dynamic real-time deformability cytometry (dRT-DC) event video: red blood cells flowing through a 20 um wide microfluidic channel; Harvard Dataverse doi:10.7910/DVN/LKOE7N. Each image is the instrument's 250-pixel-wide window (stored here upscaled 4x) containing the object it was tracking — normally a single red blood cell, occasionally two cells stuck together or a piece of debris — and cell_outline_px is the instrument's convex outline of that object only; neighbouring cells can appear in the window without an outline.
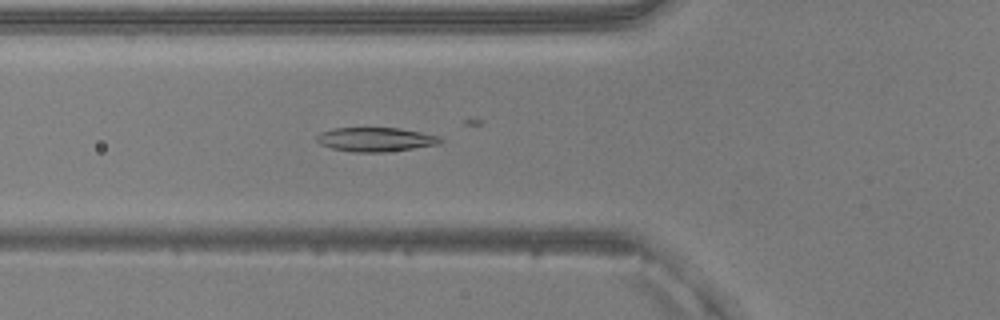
{"species": "common noctule bat (a hibernating species)", "species_latin": "Nyctalus noctula", "temperature_condition": "warm", "stored_images_in_passage": 37, "camera_frame_rate_fps": 3000, "um_per_image_px": 0.085, "animal": {"sex": "male", "body_mass_g": 20.5, "forearm_length_mm": 52.5}, "frame": {"image": 1, "passage_image": 14, "time_ms": 4.333, "image_size_px": [1000, 320], "cell_outline_px": [[444, 140], [440, 144], [388, 152], [352, 152], [332, 148], [320, 144], [316, 140], [316, 136], [320, 132], [332, 128], [400, 128], [440, 136]], "centroid_in_image_um": [31.94, 11.85], "position_along_channel_um": 93.9, "area_um2": 17.51}}
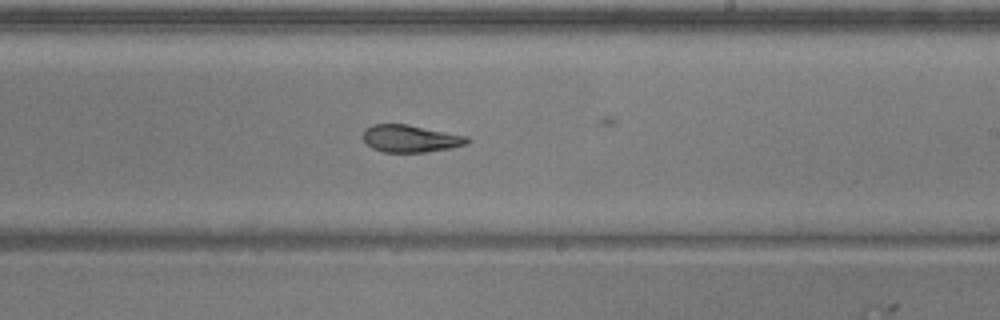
{"frame": {"image": 2, "passage_image": 26, "time_ms": 8.333, "image_size_px": [1000, 320], "cell_outline_px": [[472, 140], [468, 144], [452, 148], [424, 152], [384, 152], [372, 148], [364, 140], [364, 128], [372, 124], [408, 124], [468, 136]], "centroid_in_image_um": [34.93, 11.77], "position_along_channel_um": 254.1, "area_um2": 16.7}}
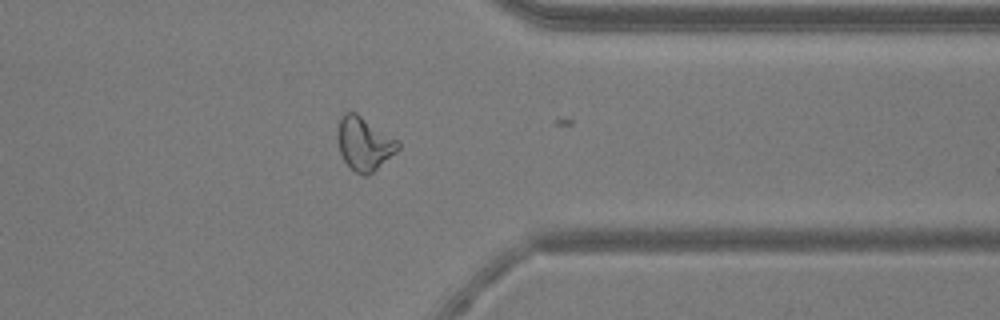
{"frame": {"image": 3, "passage_image": 36, "time_ms": 11.667, "image_size_px": [1000, 320], "cell_outline_px": [[400, 148], [396, 152], [368, 176], [364, 176], [356, 172], [344, 160], [340, 152], [336, 136], [336, 132], [340, 116], [344, 112], [356, 112], [396, 140], [400, 144]], "centroid_in_image_um": [30.91, 12.2], "position_along_channel_um": 380.5, "area_um2": 18.61}, "authors_computed_cell_mechanics": {"area_um2": 17.5134, "velocity_mm_per_s": 3.987, "shape_relaxation_time_tau1_ms": 5.497, "shape_relaxation_time_tau2_ms": 1.6392, "deformation_change_tau1": 0.1827, "deformation_change_tau2": 0.0807}}